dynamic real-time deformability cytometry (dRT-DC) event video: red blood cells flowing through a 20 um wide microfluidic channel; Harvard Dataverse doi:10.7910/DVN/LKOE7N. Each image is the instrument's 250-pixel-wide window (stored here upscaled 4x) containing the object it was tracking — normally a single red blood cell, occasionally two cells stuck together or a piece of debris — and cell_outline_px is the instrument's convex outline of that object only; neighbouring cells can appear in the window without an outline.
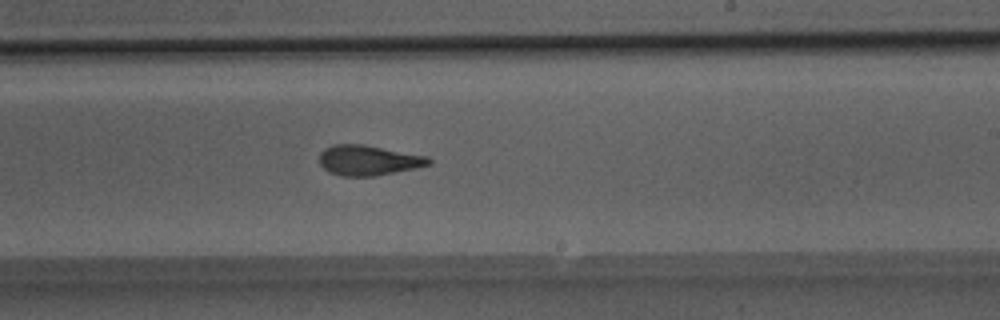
{"species": "Egyptian fruit bat (a non-hibernating species)", "species_latin": "Rousettus aegyptiacus", "temperature_condition": "room temperature", "stored_images_in_passage": 38, "camera_frame_rate_fps": 3000, "um_per_image_px": 0.085, "animal": {"sex": "male"}, "frame": {"image": 1, "passage_image": 25, "time_ms": 8.0, "image_size_px": [1000, 320], "cell_outline_px": [[432, 164], [416, 168], [376, 176], [340, 176], [328, 172], [320, 164], [320, 152], [324, 148], [332, 144], [364, 144], [428, 156], [432, 160]], "centroid_in_image_um": [31.32, 13.62], "position_along_channel_um": 257.7, "area_um2": 19.48}}
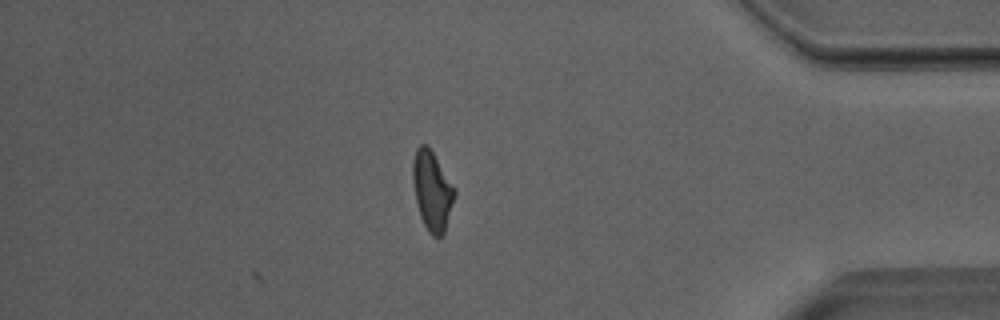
{"frame": {"image": 2, "passage_image": 38, "time_ms": 12.333, "image_size_px": [1000, 320], "cell_outline_px": [[456, 196], [444, 236], [440, 240], [436, 240], [428, 232], [420, 216], [416, 200], [412, 180], [412, 164], [416, 148], [420, 144], [428, 144], [456, 188]], "centroid_in_image_um": [36.76, 16.25], "position_along_channel_um": 398.4, "area_um2": 20.0}, "authors_computed_cell_mechanics": {"area_um2": 19.652, "velocity_mm_per_s": 4.0143, "shape_relaxation_time_tau1_ms": 7.6599, "shape_relaxation_time_tau2_ms": 2.2712, "deformation_change_tau1": 0.2077, "deformation_change_tau2": 0.104}}